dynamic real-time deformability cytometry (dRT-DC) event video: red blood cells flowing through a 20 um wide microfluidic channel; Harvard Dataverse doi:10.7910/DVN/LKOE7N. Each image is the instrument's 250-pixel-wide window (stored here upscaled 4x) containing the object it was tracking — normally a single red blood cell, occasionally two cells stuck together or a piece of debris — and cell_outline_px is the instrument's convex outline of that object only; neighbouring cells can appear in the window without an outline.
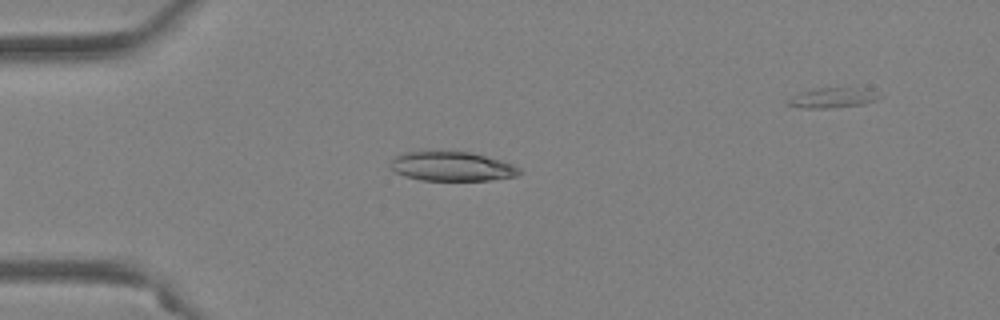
{"species": "Egyptian fruit bat (a non-hibernating species)", "species_latin": "Rousettus aegyptiacus", "temperature_condition": "warm", "stored_images_in_passage": 35, "camera_frame_rate_fps": 3000, "um_per_image_px": 0.085, "animal": {"sex": "female"}, "frame": {"image": 1, "passage_image": 2, "time_ms": 0.333, "image_size_px": [1000, 320], "cell_outline_px": [[524, 172], [516, 176], [488, 180], [420, 180], [404, 176], [396, 172], [392, 168], [392, 160], [396, 156], [404, 152], [472, 152], [500, 160], [512, 164], [520, 168]], "centroid_in_image_um": [38.45, 14.15], "position_along_channel_um": 46.5, "area_um2": 21.79}}
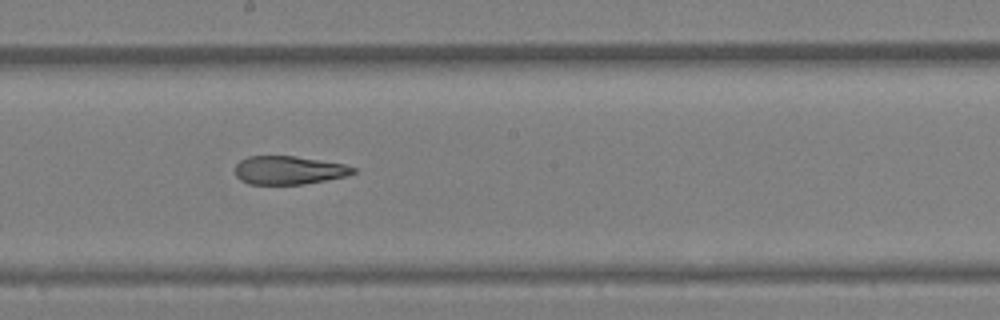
{"frame": {"image": 2, "passage_image": 17, "time_ms": 5.333, "image_size_px": [1000, 320], "cell_outline_px": [[356, 172], [348, 176], [304, 184], [248, 184], [240, 180], [236, 176], [236, 164], [240, 160], [248, 156], [296, 156], [344, 164], [356, 168]], "centroid_in_image_um": [24.56, 14.47], "position_along_channel_um": 223.6, "area_um2": 19.59}}
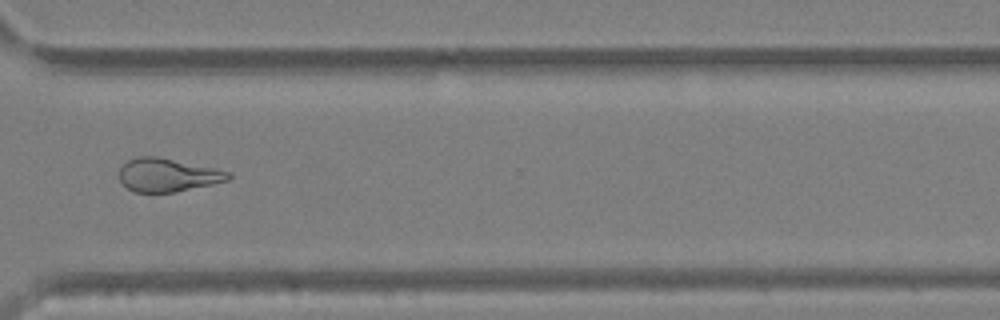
{"frame": {"image": 3, "passage_image": 27, "time_ms": 8.667, "image_size_px": [1000, 320], "cell_outline_px": [[232, 176], [228, 180], [212, 184], [176, 192], [136, 192], [128, 188], [120, 180], [120, 168], [128, 160], [136, 156], [156, 156], [216, 168], [232, 172]], "centroid_in_image_um": [14.28, 14.87], "position_along_channel_um": 356.3, "area_um2": 21.15}, "authors_computed_cell_mechanics": {"area_um2": 21.5594, "velocity_mm_per_s": 3.98, "shape_relaxation_time_tau1_ms": null, "shape_relaxation_time_tau2_ms": 2.5524, "deformation_change_tau1": null, "deformation_change_tau2": 0.1218}}